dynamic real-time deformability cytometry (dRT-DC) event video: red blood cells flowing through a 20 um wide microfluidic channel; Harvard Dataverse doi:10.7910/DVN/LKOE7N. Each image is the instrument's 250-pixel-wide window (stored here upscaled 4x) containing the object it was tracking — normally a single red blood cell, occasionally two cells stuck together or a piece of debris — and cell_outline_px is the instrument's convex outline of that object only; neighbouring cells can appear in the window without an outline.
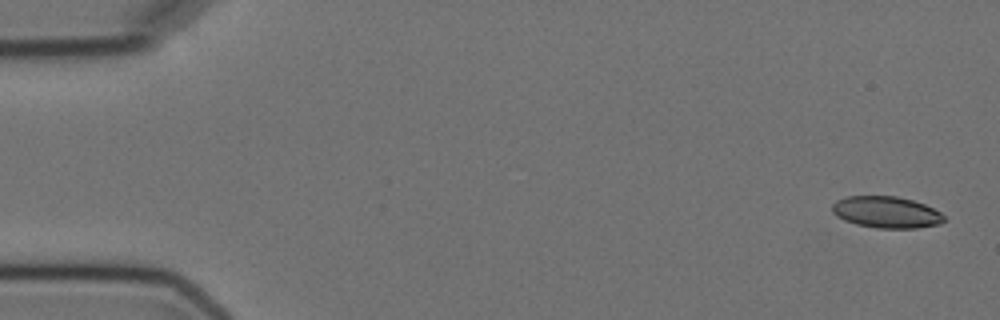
{"species": "Egyptian fruit bat (a non-hibernating species)", "species_latin": "Rousettus aegyptiacus", "temperature_condition": "cold", "stored_images_in_passage": 5, "camera_frame_rate_fps": 3000, "um_per_image_px": 0.085, "animal": {"sex": "female"}, "frame": {"image": 1, "passage_image": 1, "time_ms": 0.0, "image_size_px": [1000, 320], "cell_outline_px": [[944, 220], [940, 224], [916, 228], [876, 228], [856, 224], [844, 220], [836, 216], [832, 212], [832, 204], [836, 200], [848, 196], [896, 196], [912, 200], [924, 204], [940, 212], [944, 216]], "centroid_in_image_um": [75.31, 18.04], "position_along_channel_um": 9.7, "area_um2": 20.58}}
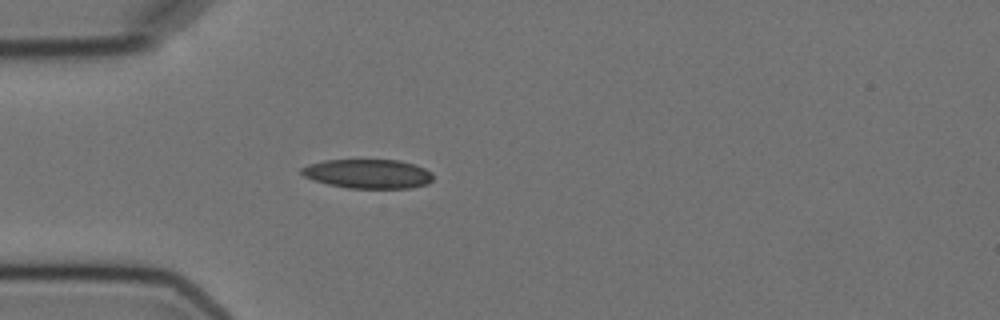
{"frame": {"image": 2, "passage_image": 5, "time_ms": 4.667, "image_size_px": [1000, 320], "cell_outline_px": [[432, 180], [428, 184], [412, 188], [348, 188], [328, 184], [312, 180], [304, 176], [300, 172], [300, 168], [308, 164], [324, 160], [400, 160], [424, 168], [432, 172]], "centroid_in_image_um": [31.26, 14.77], "position_along_channel_um": 53.7, "area_um2": 22.48}}